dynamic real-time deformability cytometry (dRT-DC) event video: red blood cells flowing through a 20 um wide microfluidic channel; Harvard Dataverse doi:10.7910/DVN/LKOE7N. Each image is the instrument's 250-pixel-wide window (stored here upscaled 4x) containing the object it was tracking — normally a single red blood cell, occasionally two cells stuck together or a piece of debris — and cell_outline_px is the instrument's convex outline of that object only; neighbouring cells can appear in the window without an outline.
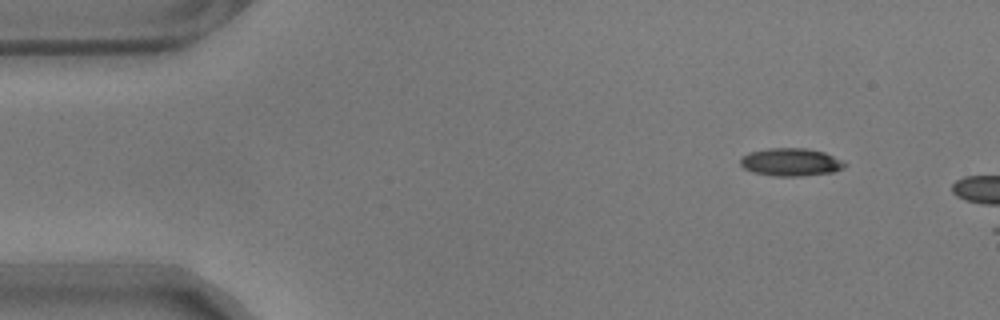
{"species": "common noctule bat (a hibernating species)", "species_latin": "Nyctalus noctula", "temperature_condition": "warm", "stored_images_in_passage": 2, "camera_frame_rate_fps": 3000, "um_per_image_px": 0.085, "animal": {"sex": "male", "body_mass_g": 17.9}, "frame": {"image": 1, "passage_image": 1, "time_ms": 0.0, "image_size_px": [1000, 320], "cell_outline_px": [[848, 164], [844, 168], [832, 172], [804, 176], [772, 176], [752, 172], [744, 168], [740, 164], [740, 156], [752, 152], [768, 148], [804, 148], [824, 152], [844, 160]], "centroid_in_image_um": [67.24, 13.78], "position_along_channel_um": 17.8, "area_um2": 17.11}}